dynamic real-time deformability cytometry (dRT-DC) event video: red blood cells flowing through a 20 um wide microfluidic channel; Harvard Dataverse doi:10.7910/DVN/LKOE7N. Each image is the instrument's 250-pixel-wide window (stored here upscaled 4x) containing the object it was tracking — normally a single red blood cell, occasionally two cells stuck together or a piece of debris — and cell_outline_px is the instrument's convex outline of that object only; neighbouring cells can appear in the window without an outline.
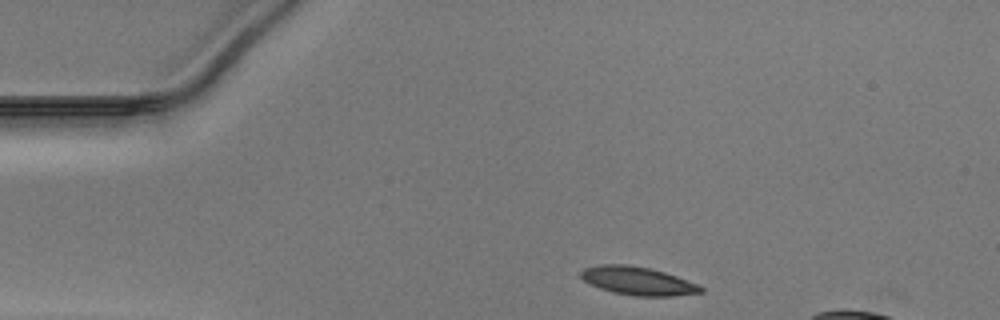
{"species": "Egyptian fruit bat (a non-hibernating species)", "species_latin": "Rousettus aegyptiacus", "temperature_condition": "warm", "stored_images_in_passage": 33, "camera_frame_rate_fps": 3000, "um_per_image_px": 0.085, "animal": {"sex": "male"}, "frame": {"image": 1, "passage_image": 1, "time_ms": 0.0, "image_size_px": [1000, 320], "cell_outline_px": [[704, 292], [672, 296], [636, 296], [612, 292], [600, 288], [584, 280], [580, 276], [580, 272], [584, 268], [600, 264], [628, 264], [648, 268], [664, 272], [676, 276], [696, 284], [704, 288]], "centroid_in_image_um": [54.2, 23.87], "position_along_channel_um": 30.8, "area_um2": 19.59}}
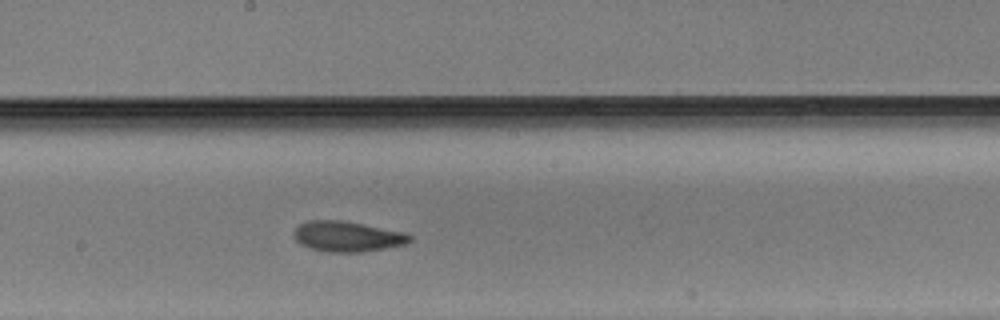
{"frame": {"image": 2, "passage_image": 19, "time_ms": 6.0, "image_size_px": [1000, 320], "cell_outline_px": [[412, 240], [404, 244], [364, 252], [328, 252], [312, 248], [300, 244], [296, 240], [292, 232], [300, 224], [308, 220], [340, 220], [408, 232], [412, 236]], "centroid_in_image_um": [29.54, 20.09], "position_along_channel_um": 218.7, "area_um2": 20.58}}
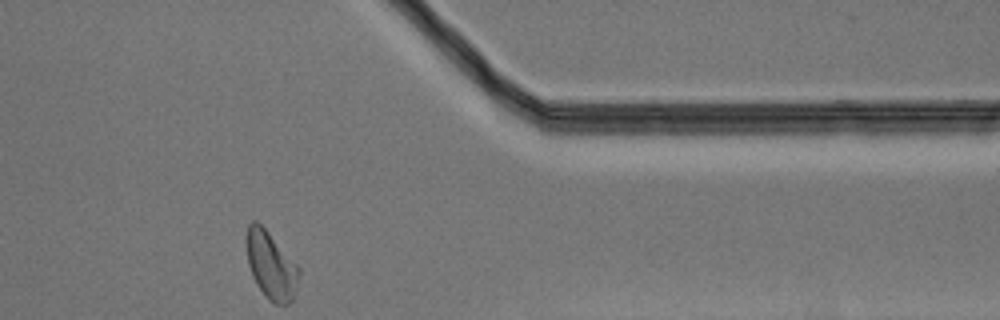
{"frame": {"image": 3, "passage_image": 33, "time_ms": 10.667, "image_size_px": [1000, 320], "cell_outline_px": [[300, 276], [292, 300], [288, 304], [276, 304], [268, 300], [252, 276], [248, 264], [244, 236], [248, 224], [252, 220], [256, 220], [268, 232], [300, 268]], "centroid_in_image_um": [23.01, 22.53], "position_along_channel_um": 388.4, "area_um2": 20.69}}